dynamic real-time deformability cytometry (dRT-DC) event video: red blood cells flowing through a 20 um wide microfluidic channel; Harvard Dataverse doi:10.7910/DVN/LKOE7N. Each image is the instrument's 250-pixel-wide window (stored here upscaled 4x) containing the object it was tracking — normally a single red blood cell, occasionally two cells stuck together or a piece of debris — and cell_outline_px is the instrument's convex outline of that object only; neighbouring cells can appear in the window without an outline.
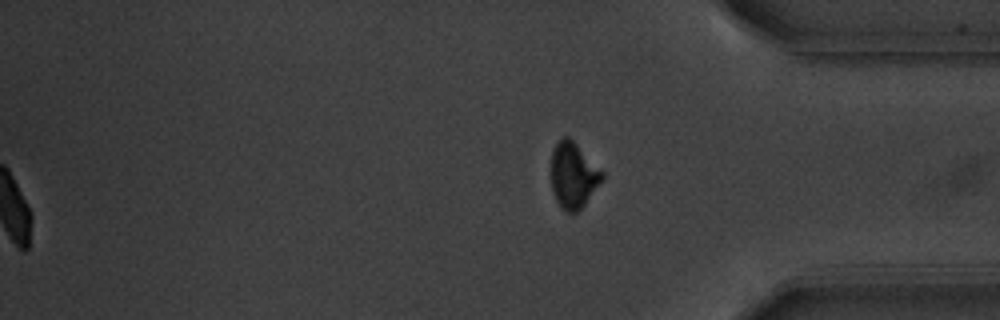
{"species": "common noctule bat (a hibernating species)", "species_latin": "Nyctalus noctula", "temperature_condition": "warm", "stored_images_in_passage": 57, "segment_of_instrument_passage": [2, 2], "camera_frame_rate_fps": 3000, "um_per_image_px": 0.085, "animal": {"sex": "male", "body_mass_g": 20.1, "forearm_length_mm": 53.5}, "frame": {"image": 1, "passage_image": 57, "time_ms": 18.667, "image_size_px": [1000, 320], "cell_outline_px": [[604, 176], [584, 204], [576, 212], [564, 212], [556, 200], [552, 192], [552, 152], [556, 144], [564, 136], [568, 136], [604, 172]], "centroid_in_image_um": [48.71, 14.91], "position_along_channel_um": 386.5, "area_um2": 19.07}}